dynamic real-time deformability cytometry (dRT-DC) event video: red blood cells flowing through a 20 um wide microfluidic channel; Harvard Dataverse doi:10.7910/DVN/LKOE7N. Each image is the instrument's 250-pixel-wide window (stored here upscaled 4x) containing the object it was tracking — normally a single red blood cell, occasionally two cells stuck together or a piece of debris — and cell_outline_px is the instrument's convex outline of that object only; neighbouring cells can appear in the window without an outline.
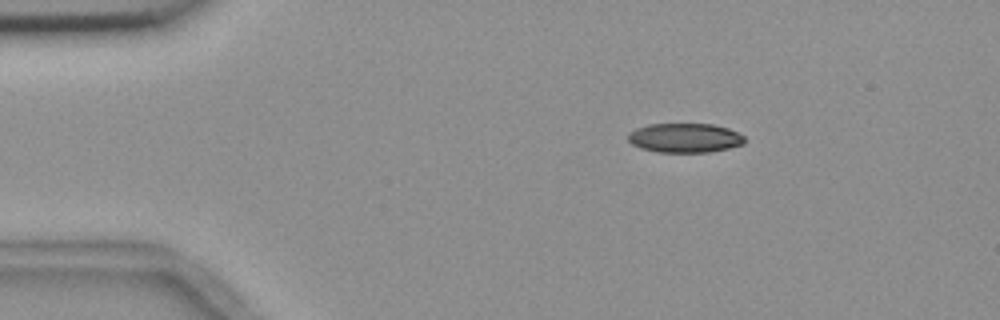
{"species": "common noctule bat (a hibernating species)", "species_latin": "Nyctalus noctula", "temperature_condition": "room temperature", "stored_images_in_passage": 47, "camera_frame_rate_fps": 3000, "um_per_image_px": 0.085, "animal": {"sex": "female", "body_mass_g": 18.4}, "frame": {"image": 1, "passage_image": 1, "time_ms": 0.0, "image_size_px": [1000, 320], "cell_outline_px": [[744, 144], [728, 148], [708, 152], [656, 152], [640, 148], [632, 144], [628, 140], [628, 132], [636, 128], [648, 124], [712, 124], [728, 128], [744, 136]], "centroid_in_image_um": [58.18, 11.72], "position_along_channel_um": 26.8, "area_um2": 19.94}}
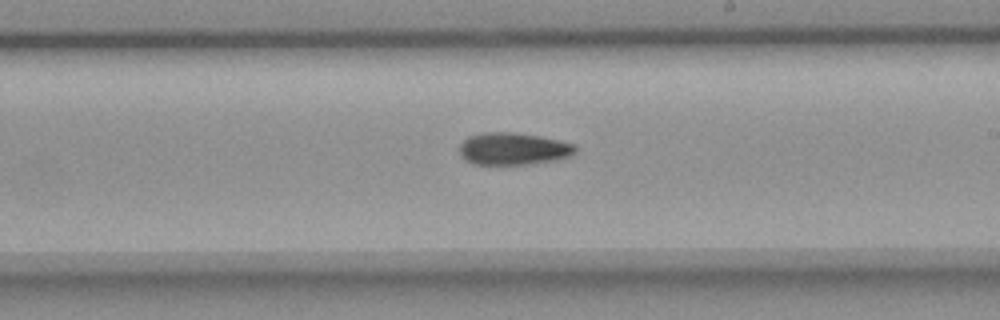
{"frame": {"image": 2, "passage_image": 24, "time_ms": 7.667, "image_size_px": [1000, 320], "cell_outline_px": [[576, 152], [568, 156], [552, 160], [524, 164], [472, 164], [464, 160], [460, 152], [460, 144], [468, 136], [484, 132], [512, 132], [540, 136], [560, 140], [576, 144]], "centroid_in_image_um": [43.6, 12.63], "position_along_channel_um": 245.4, "area_um2": 21.68}}
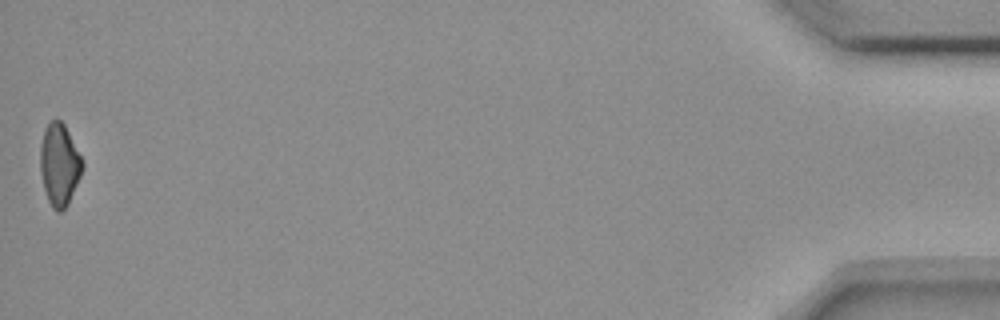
{"frame": {"image": 3, "passage_image": 47, "time_ms": 15.333, "image_size_px": [1000, 320], "cell_outline_px": [[84, 168], [68, 204], [60, 212], [56, 212], [52, 208], [48, 200], [44, 188], [40, 172], [40, 144], [44, 128], [56, 116], [64, 124], [84, 164]], "centroid_in_image_um": [5.03, 13.99], "position_along_channel_um": 430.2, "area_um2": 20.17}}